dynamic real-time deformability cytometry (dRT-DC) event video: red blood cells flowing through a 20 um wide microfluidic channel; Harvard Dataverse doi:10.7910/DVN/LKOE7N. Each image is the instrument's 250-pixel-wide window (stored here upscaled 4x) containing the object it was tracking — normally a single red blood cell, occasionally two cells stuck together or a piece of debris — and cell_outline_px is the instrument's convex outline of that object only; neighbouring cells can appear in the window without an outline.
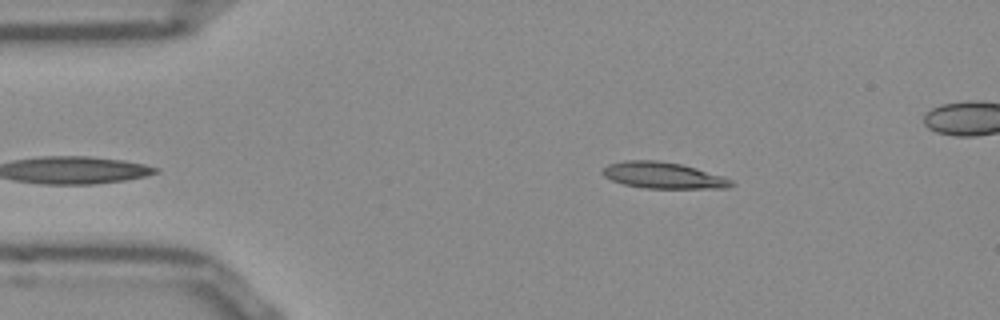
{"species": "Egyptian fruit bat (a non-hibernating species)", "species_latin": "Rousettus aegyptiacus", "temperature_condition": "room temperature", "stored_images_in_passage": 39, "camera_frame_rate_fps": 3000, "um_per_image_px": 0.085, "frame": {"image": 1, "passage_image": 2, "time_ms": 0.333, "image_size_px": [1000, 320], "cell_outline_px": [[736, 184], [728, 188], [644, 188], [624, 184], [612, 180], [604, 176], [600, 172], [608, 164], [624, 160], [656, 160], [680, 164], [696, 168], [724, 176], [732, 180]], "centroid_in_image_um": [56.38, 14.9], "position_along_channel_um": 28.6, "area_um2": 19.77}}
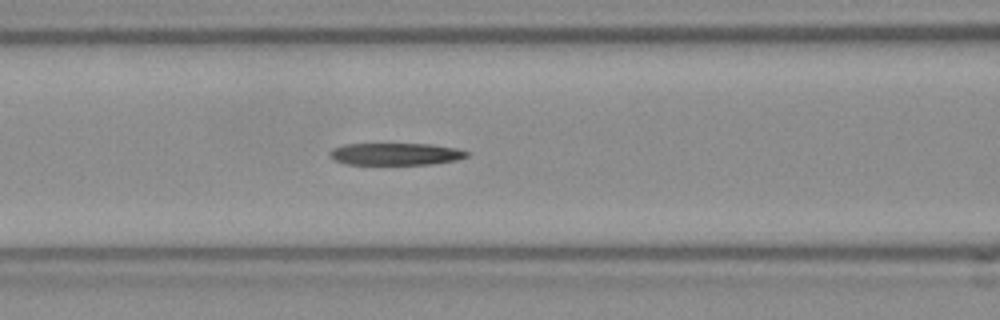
{"frame": {"image": 2, "passage_image": 14, "time_ms": 4.333, "image_size_px": [1000, 320], "cell_outline_px": [[468, 156], [456, 160], [432, 164], [348, 164], [336, 160], [328, 152], [332, 148], [344, 144], [432, 144], [456, 148], [468, 152]], "centroid_in_image_um": [33.64, 13.08], "position_along_channel_um": 133.0, "area_um2": 17.51}}
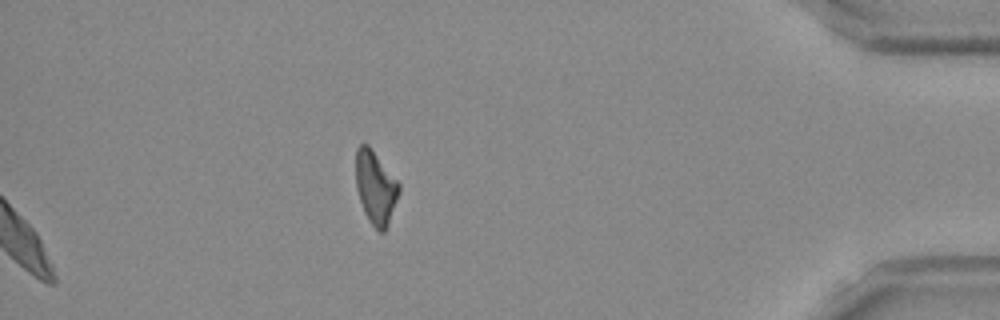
{"frame": {"image": 3, "passage_image": 39, "time_ms": 12.667, "image_size_px": [1000, 320], "cell_outline_px": [[400, 192], [388, 224], [384, 232], [380, 232], [368, 220], [364, 212], [356, 188], [356, 148], [360, 144], [368, 144], [400, 184]], "centroid_in_image_um": [31.92, 15.93], "position_along_channel_um": 403.3, "area_um2": 18.26}}